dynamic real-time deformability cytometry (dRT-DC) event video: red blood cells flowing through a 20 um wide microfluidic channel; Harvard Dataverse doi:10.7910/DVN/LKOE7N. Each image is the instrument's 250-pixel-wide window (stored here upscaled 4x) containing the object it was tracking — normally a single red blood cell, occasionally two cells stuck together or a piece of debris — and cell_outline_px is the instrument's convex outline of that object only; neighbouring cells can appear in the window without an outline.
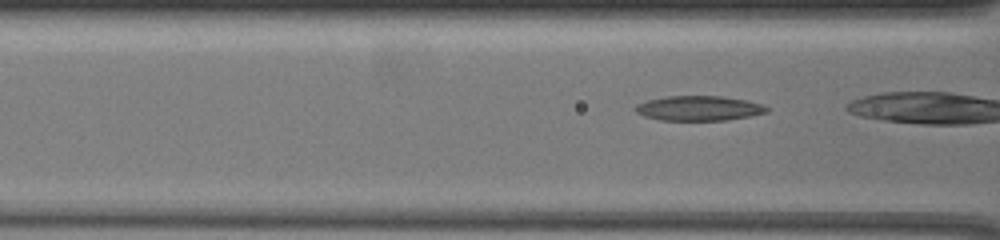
{"species": "common noctule bat (a hibernating species)", "species_latin": "Nyctalus noctula", "temperature_condition": "warm", "stored_images_in_passage": 34, "camera_frame_rate_fps": 3000, "um_per_image_px": 0.085, "animal": {"sex": "female", "body_mass_g": 19.5, "forearm_length_mm": 54.1}, "frame": {"image": 1, "passage_image": 29, "time_ms": 9.333, "image_size_px": [1000, 240], "cell_outline_px": [[768, 112], [728, 120], [660, 120], [644, 116], [636, 112], [632, 108], [636, 104], [648, 100], [668, 96], [720, 96], [744, 100], [760, 104], [768, 108]], "centroid_in_image_um": [59.34, 9.2], "position_along_channel_um": 107.3, "area_um2": 18.84}}